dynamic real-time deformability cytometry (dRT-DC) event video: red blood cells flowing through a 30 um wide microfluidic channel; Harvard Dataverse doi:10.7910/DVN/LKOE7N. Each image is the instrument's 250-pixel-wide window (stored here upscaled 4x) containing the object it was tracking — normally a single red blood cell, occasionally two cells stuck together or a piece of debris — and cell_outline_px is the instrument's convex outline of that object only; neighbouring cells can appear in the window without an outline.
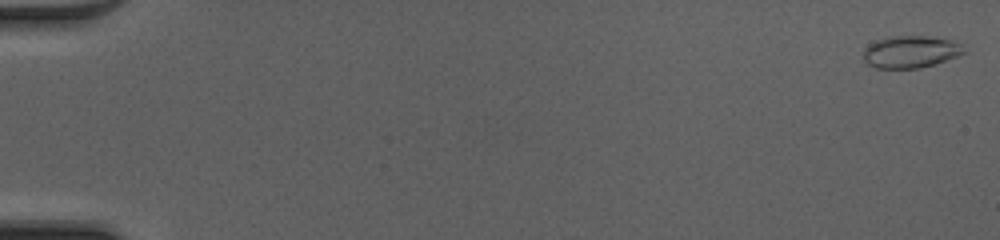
{"species": "common noctule bat (a hibernating species)", "species_latin": "Nyctalus noctula", "temperature_condition": "cold", "stored_images_in_passage": 50, "camera_frame_rate_fps": 3000, "um_per_image_px": 0.085, "animal": {"sex": "female", "body_mass_g": 20.0, "forearm_length_mm": 54.0}, "frame": {"image": 1, "passage_image": 1, "time_ms": 0.0, "image_size_px": [1000, 240], "cell_outline_px": [[968, 52], [936, 64], [920, 68], [876, 68], [868, 64], [864, 60], [864, 48], [868, 44], [876, 40], [892, 36], [928, 36], [948, 40], [960, 44]], "centroid_in_image_um": [77.39, 4.41], "position_along_channel_um": 7.6, "area_um2": 18.84}}
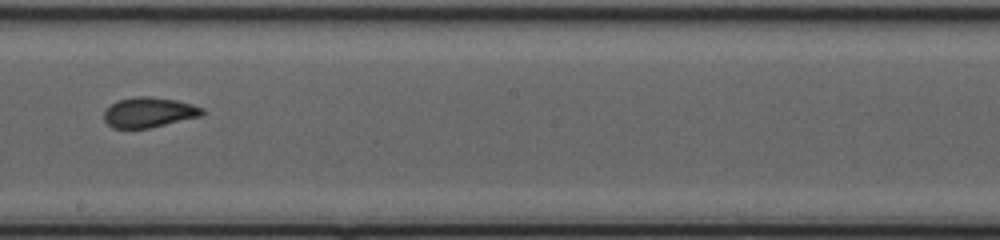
{"frame": {"image": 2, "passage_image": 30, "time_ms": 9.667, "image_size_px": [1000, 240], "cell_outline_px": [[204, 116], [148, 128], [112, 128], [104, 120], [104, 112], [116, 100], [136, 96], [148, 96], [176, 100], [192, 104], [204, 108]], "centroid_in_image_um": [12.69, 9.55], "position_along_channel_um": 235.5, "area_um2": 17.34}}
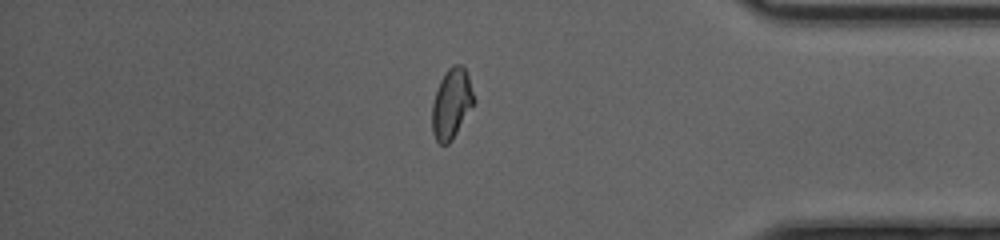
{"frame": {"image": 3, "passage_image": 43, "time_ms": 14.0, "image_size_px": [1000, 240], "cell_outline_px": [[476, 100], [452, 140], [448, 144], [440, 144], [436, 140], [432, 132], [432, 104], [440, 80], [448, 68], [452, 64], [460, 64], [464, 68], [468, 76]], "centroid_in_image_um": [38.38, 8.81], "position_along_channel_um": 396.8, "area_um2": 16.99}, "authors_computed_cell_mechanics": {"area_um2": 17.629, "velocity_mm_per_s": 4.2522, "shape_relaxation_time_tau1_ms": null, "shape_relaxation_time_tau2_ms": 0.667, "deformation_change_tau1": null, "deformation_change_tau2": 0.0601}}